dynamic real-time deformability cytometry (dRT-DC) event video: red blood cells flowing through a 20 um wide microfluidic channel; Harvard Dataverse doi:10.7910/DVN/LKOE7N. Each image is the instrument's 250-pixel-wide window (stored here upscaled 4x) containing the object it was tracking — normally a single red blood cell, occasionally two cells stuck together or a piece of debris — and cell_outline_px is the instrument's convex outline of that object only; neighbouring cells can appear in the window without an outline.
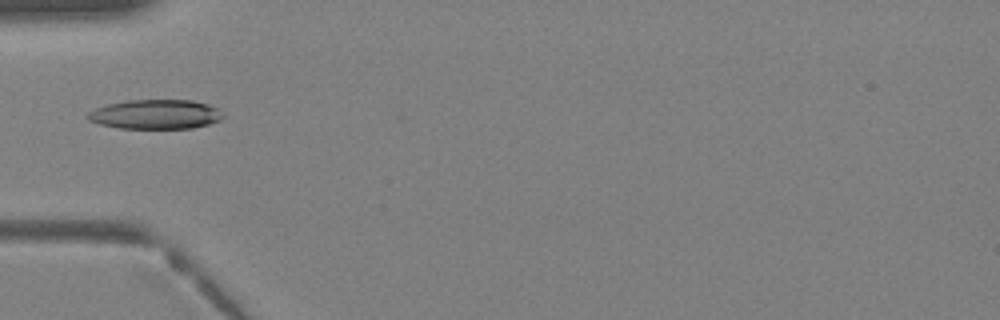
{"species": "Egyptian fruit bat (a non-hibernating species)", "species_latin": "Rousettus aegyptiacus", "temperature_condition": "warm", "stored_images_in_passage": 27, "camera_frame_rate_fps": 3000, "um_per_image_px": 0.085, "animal": {"sex": "female"}, "frame": {"image": 1, "passage_image": 1, "time_ms": 0.0, "image_size_px": [1000, 320], "cell_outline_px": [[224, 116], [220, 120], [208, 124], [192, 128], [120, 128], [100, 124], [88, 120], [88, 112], [96, 108], [108, 104], [128, 100], [192, 100], [208, 104], [216, 108]], "centroid_in_image_um": [13.22, 9.71], "position_along_channel_um": 71.8, "area_um2": 23.0}}
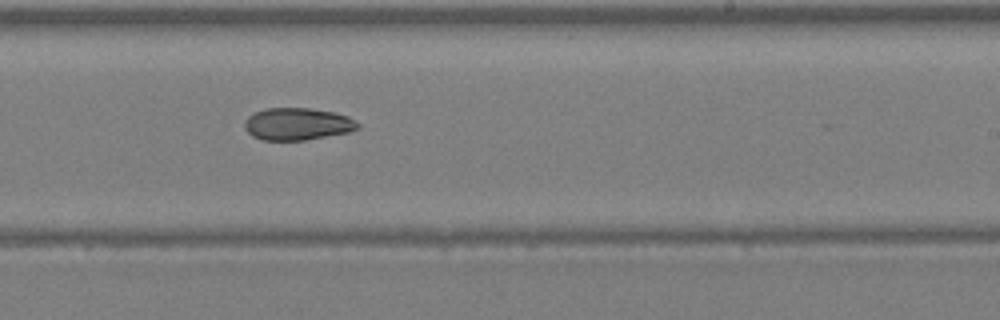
{"frame": {"image": 2, "passage_image": 12, "time_ms": 3.667, "image_size_px": [1000, 320], "cell_outline_px": [[360, 128], [348, 132], [304, 140], [260, 140], [252, 136], [244, 128], [244, 120], [248, 116], [264, 108], [308, 108], [332, 112], [348, 116], [360, 124]], "centroid_in_image_um": [25.25, 10.54], "position_along_channel_um": 263.8, "area_um2": 21.27}}
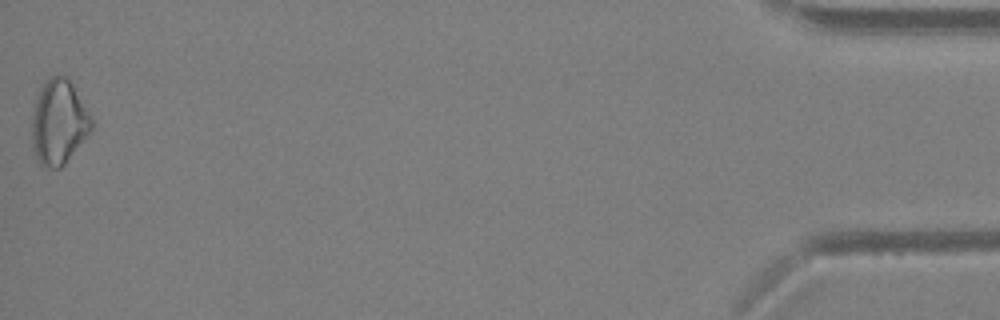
{"frame": {"image": 3, "passage_image": 27, "time_ms": 8.667, "image_size_px": [1000, 320], "cell_outline_px": [[92, 128], [64, 164], [60, 168], [44, 168], [36, 160], [32, 148], [32, 112], [36, 96], [44, 80], [52, 76], [68, 76], [92, 120]], "centroid_in_image_um": [4.94, 10.38], "position_along_channel_um": 430.3, "area_um2": 29.3}}